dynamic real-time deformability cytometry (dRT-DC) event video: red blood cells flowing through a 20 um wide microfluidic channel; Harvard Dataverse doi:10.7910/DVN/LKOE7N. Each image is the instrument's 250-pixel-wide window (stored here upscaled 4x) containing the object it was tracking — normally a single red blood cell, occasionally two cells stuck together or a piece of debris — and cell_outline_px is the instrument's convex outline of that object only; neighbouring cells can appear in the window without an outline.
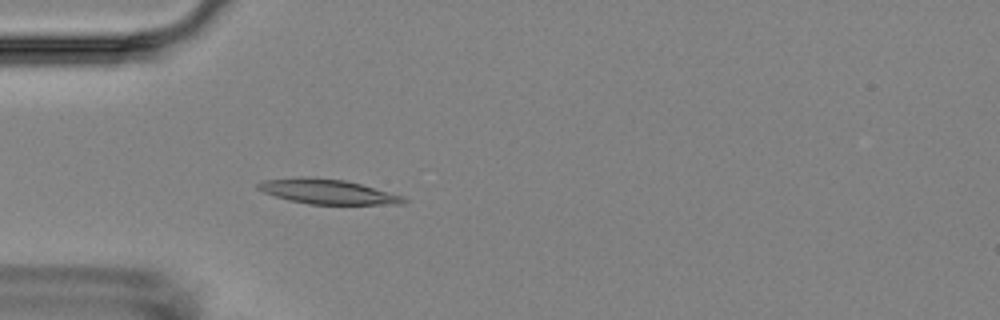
{"species": "Egyptian fruit bat (a non-hibernating species)", "species_latin": "Rousettus aegyptiacus", "temperature_condition": "room temperature", "stored_images_in_passage": 4, "camera_frame_rate_fps": 3000, "um_per_image_px": 0.085, "animal": {"sex": "female"}, "frame": {"image": 1, "passage_image": 4, "time_ms": 3.667, "image_size_px": [1000, 320], "cell_outline_px": [[408, 200], [404, 204], [308, 204], [288, 200], [264, 192], [256, 188], [256, 184], [264, 180], [300, 176], [304, 176], [344, 180], [360, 184], [404, 196]], "centroid_in_image_um": [27.82, 16.28], "position_along_channel_um": 57.2, "area_um2": 20.98}}